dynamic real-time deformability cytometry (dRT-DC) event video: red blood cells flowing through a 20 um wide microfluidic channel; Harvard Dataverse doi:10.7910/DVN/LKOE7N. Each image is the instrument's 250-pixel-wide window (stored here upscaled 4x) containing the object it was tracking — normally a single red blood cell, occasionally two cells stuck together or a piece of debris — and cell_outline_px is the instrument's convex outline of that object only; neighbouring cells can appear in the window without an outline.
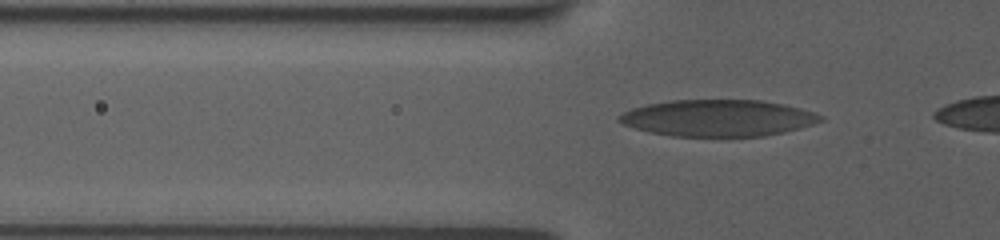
{"species": "human", "species_latin": "Homo sapiens", "temperature_condition": "room temperature", "stored_images_in_passage": 17, "camera_frame_rate_fps": 3000, "um_per_image_px": 0.085, "donor": {"sex": "female"}, "frame": {"image": 1, "passage_image": 13, "time_ms": 4.0, "image_size_px": [1000, 240], "cell_outline_px": [[824, 120], [800, 128], [784, 132], [764, 136], [672, 136], [652, 132], [636, 128], [624, 124], [616, 120], [616, 116], [632, 108], [648, 104], [672, 100], [760, 100], [800, 108], [824, 116]], "centroid_in_image_um": [61.02, 10.03], "position_along_channel_um": 64.8, "area_um2": 42.71}}
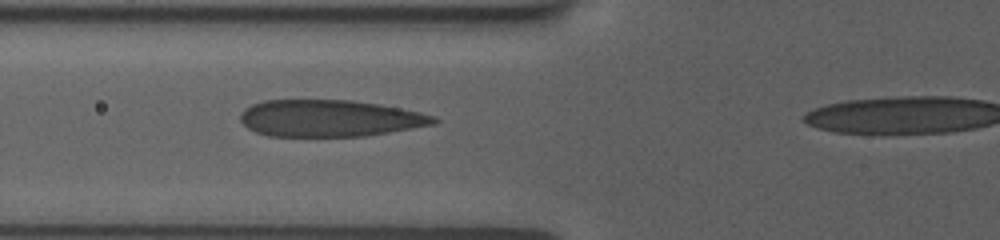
{"frame": {"image": 2, "passage_image": 16, "time_ms": 5.0, "image_size_px": [1000, 240], "cell_outline_px": [[440, 120], [436, 124], [364, 136], [268, 136], [256, 132], [248, 128], [240, 120], [240, 116], [252, 104], [264, 100], [352, 100], [400, 108], [420, 112], [436, 116]], "centroid_in_image_um": [28.05, 10.05], "position_along_channel_um": 97.8, "area_um2": 41.27}}